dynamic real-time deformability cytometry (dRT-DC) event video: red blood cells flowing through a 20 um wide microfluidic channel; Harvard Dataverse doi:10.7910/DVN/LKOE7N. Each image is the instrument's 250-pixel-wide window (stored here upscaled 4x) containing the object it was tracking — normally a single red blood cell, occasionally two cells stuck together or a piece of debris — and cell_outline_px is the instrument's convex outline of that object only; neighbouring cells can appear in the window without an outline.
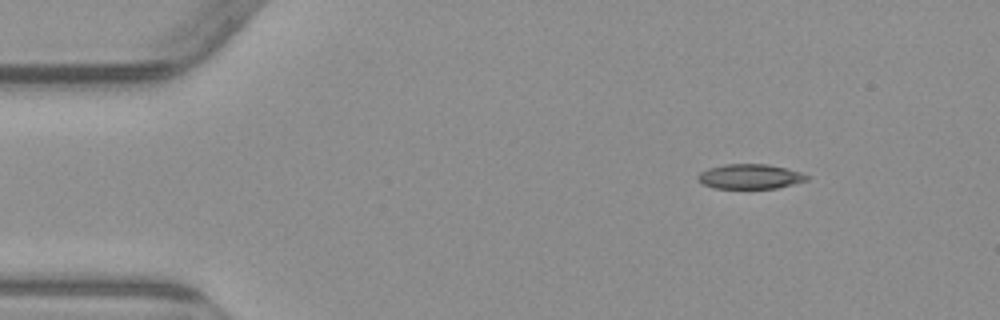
{"species": "common noctule bat (a hibernating species)", "species_latin": "Nyctalus noctula", "temperature_condition": "warm", "stored_images_in_passage": 6, "camera_frame_rate_fps": 3000, "um_per_image_px": 0.085, "animal": {"sex": "male", "body_mass_g": 23.1, "forearm_length_mm": 52.7}, "frame": {"image": 1, "passage_image": 1, "time_ms": 0.0, "image_size_px": [1000, 320], "cell_outline_px": [[812, 176], [808, 180], [776, 188], [712, 188], [700, 184], [696, 180], [696, 176], [700, 172], [708, 168], [724, 164], [768, 164], [800, 172]], "centroid_in_image_um": [63.7, 15.0], "position_along_channel_um": 21.3, "area_um2": 15.9}}
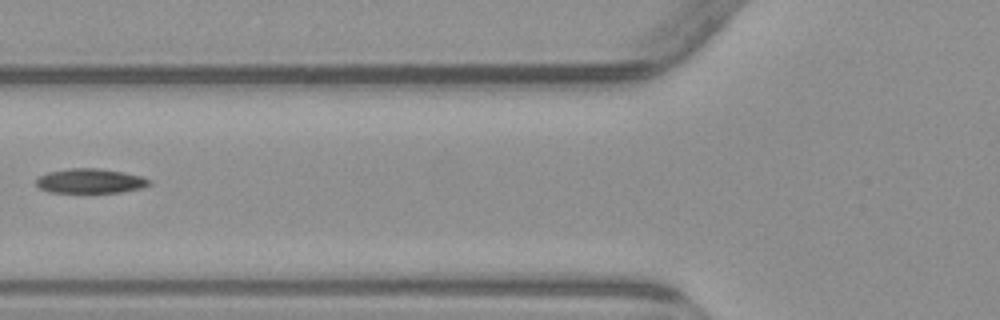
{"frame": {"image": 2, "passage_image": 4, "time_ms": 4.667, "image_size_px": [1000, 320], "cell_outline_px": [[152, 184], [140, 188], [120, 192], [48, 192], [40, 188], [36, 184], [36, 180], [40, 176], [48, 172], [68, 168], [96, 168], [120, 172], [140, 176], [152, 180]], "centroid_in_image_um": [7.66, 15.38], "position_along_channel_um": 118.1, "area_um2": 16.01}}
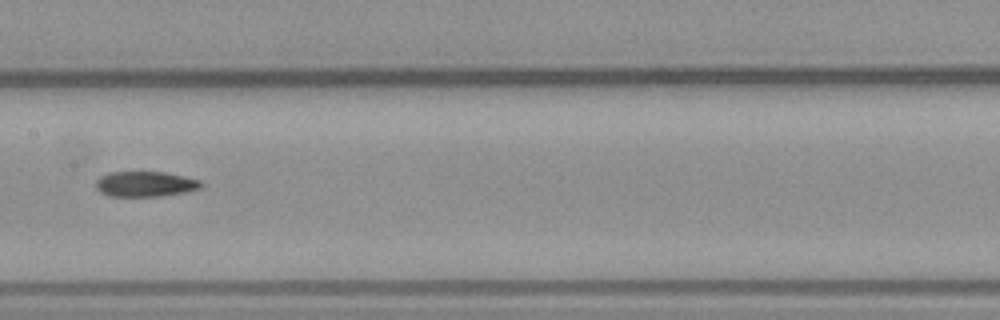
{"frame": {"image": 3, "passage_image": 6, "time_ms": 6.667, "image_size_px": [1000, 320], "cell_outline_px": [[204, 184], [200, 188], [188, 192], [160, 196], [108, 196], [100, 192], [96, 188], [96, 180], [100, 176], [108, 172], [164, 172], [184, 176], [200, 180]], "centroid_in_image_um": [12.35, 15.64], "position_along_channel_um": 195.0, "area_um2": 15.66}}